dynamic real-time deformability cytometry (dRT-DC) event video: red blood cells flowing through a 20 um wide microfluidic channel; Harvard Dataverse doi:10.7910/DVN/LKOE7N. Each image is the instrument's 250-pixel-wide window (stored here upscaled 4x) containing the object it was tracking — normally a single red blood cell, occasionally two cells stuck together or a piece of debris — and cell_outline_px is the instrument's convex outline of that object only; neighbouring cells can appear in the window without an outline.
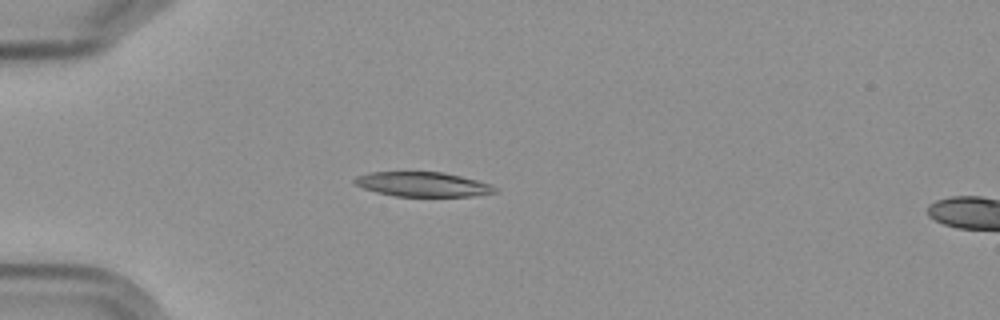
{"species": "Egyptian fruit bat (a non-hibernating species)", "species_latin": "Rousettus aegyptiacus", "temperature_condition": "cold", "stored_images_in_passage": 5, "camera_frame_rate_fps": 3000, "um_per_image_px": 0.085, "frame": {"image": 1, "passage_image": 4, "time_ms": 3.333, "image_size_px": [1000, 320], "cell_outline_px": [[496, 192], [472, 196], [396, 196], [376, 192], [364, 188], [356, 184], [352, 180], [356, 176], [372, 172], [440, 172], [460, 176], [476, 180], [488, 184], [496, 188]], "centroid_in_image_um": [35.89, 15.67], "position_along_channel_um": 49.1, "area_um2": 19.77}}